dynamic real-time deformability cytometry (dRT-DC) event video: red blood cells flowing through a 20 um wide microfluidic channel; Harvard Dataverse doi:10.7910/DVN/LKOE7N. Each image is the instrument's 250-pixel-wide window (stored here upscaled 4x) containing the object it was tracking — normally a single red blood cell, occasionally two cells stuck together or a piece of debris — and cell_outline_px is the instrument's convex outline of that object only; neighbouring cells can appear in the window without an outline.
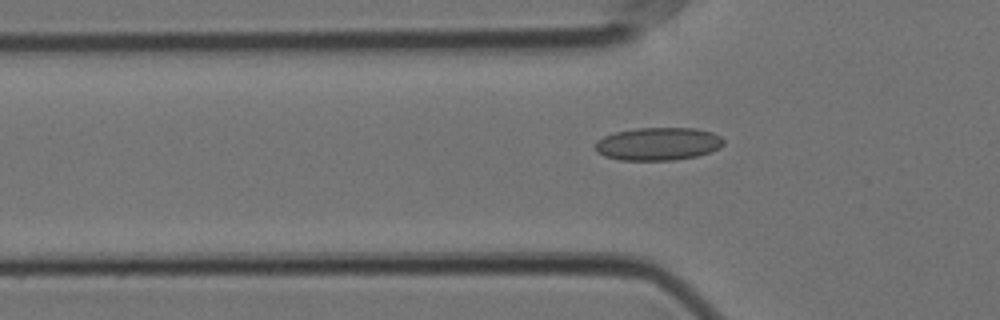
{"species": "Egyptian fruit bat (a non-hibernating species)", "species_latin": "Rousettus aegyptiacus", "temperature_condition": "cold", "stored_images_in_passage": 34, "camera_frame_rate_fps": 3000, "um_per_image_px": 0.085, "animal": {"sex": "female"}, "frame": {"image": 1, "passage_image": 2, "time_ms": 0.333, "image_size_px": [1000, 320], "cell_outline_px": [[724, 144], [720, 148], [696, 156], [672, 160], [620, 160], [604, 156], [596, 152], [596, 140], [604, 136], [616, 132], [636, 128], [696, 128], [712, 132], [720, 136], [724, 140]], "centroid_in_image_um": [55.93, 12.22], "position_along_channel_um": 69.9, "area_um2": 24.62}}
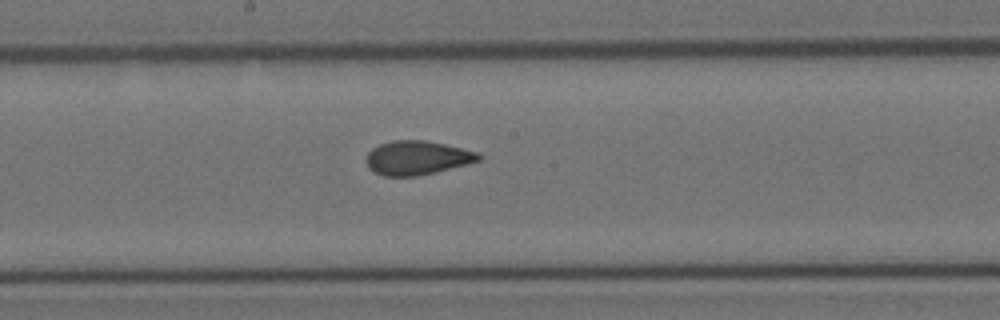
{"frame": {"image": 2, "passage_image": 14, "time_ms": 4.333, "image_size_px": [1000, 320], "cell_outline_px": [[484, 156], [480, 160], [468, 164], [436, 172], [416, 176], [384, 176], [372, 172], [368, 168], [364, 160], [368, 152], [372, 148], [380, 144], [392, 140], [424, 140], [444, 144], [480, 152]], "centroid_in_image_um": [35.45, 13.42], "position_along_channel_um": 212.8, "area_um2": 22.6}}
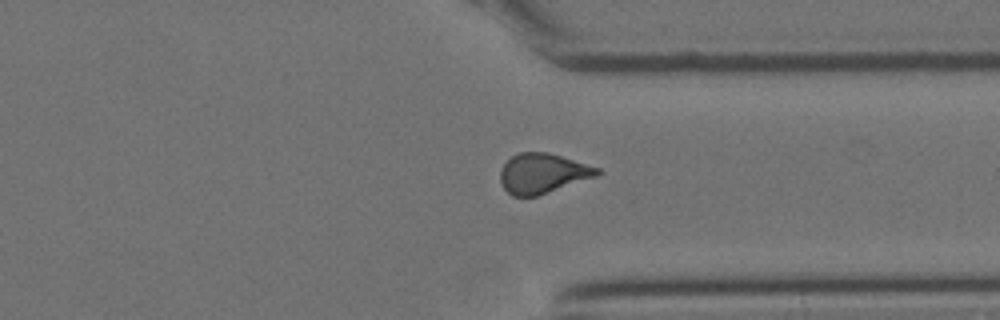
{"frame": {"image": 3, "passage_image": 27, "time_ms": 8.667, "image_size_px": [1000, 320], "cell_outline_px": [[600, 172], [596, 176], [536, 196], [512, 196], [504, 188], [500, 180], [500, 168], [512, 156], [520, 152], [548, 152], [600, 168]], "centroid_in_image_um": [46.1, 14.73], "position_along_channel_um": 365.3, "area_um2": 22.25}, "authors_computed_cell_mechanics": {"area_um2": 22.4842, "velocity_mm_per_s": 3.5368, "shape_relaxation_time_tau1_ms": null, "shape_relaxation_time_tau2_ms": 1.8541, "deformation_change_tau1": null, "deformation_change_tau2": 0.0497}}